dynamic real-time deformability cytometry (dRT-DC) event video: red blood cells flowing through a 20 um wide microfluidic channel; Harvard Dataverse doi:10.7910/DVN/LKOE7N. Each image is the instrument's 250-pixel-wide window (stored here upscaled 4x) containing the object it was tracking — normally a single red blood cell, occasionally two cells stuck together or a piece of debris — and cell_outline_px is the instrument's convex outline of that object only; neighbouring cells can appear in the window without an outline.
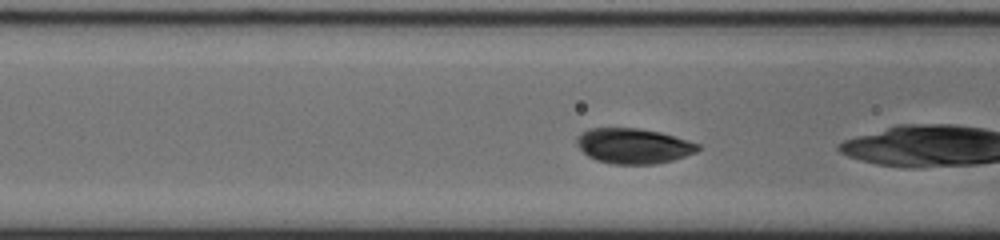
{"species": "common noctule bat (a hibernating species)", "species_latin": "Nyctalus noctula", "temperature_condition": "cold", "stored_images_in_passage": 10, "camera_frame_rate_fps": 3000, "um_per_image_px": 0.085, "animal": {"sex": "male", "body_mass_g": 20.0, "forearm_length_mm": 53.3}, "frame": {"image": 1, "passage_image": 9, "time_ms": 2.667, "image_size_px": [1000, 240], "cell_outline_px": [[700, 148], [696, 152], [672, 160], [656, 164], [612, 164], [596, 160], [588, 156], [576, 144], [576, 140], [588, 128], [636, 128], [660, 132], [700, 144]], "centroid_in_image_um": [53.85, 12.41], "position_along_channel_um": 112.8, "area_um2": 24.68}}